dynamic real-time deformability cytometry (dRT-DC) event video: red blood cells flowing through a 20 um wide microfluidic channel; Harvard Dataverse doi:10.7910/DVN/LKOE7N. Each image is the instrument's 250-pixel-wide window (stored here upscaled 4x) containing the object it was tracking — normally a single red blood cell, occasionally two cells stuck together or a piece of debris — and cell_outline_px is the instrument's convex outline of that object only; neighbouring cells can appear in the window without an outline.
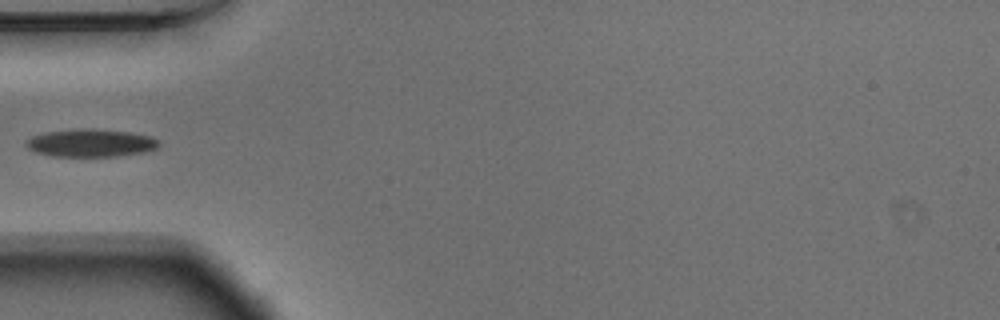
{"species": "Egyptian fruit bat (a non-hibernating species)", "species_latin": "Rousettus aegyptiacus", "temperature_condition": "warm", "stored_images_in_passage": 37, "camera_frame_rate_fps": 3000, "um_per_image_px": 0.085, "animal": {"sex": "male"}, "frame": {"image": 1, "passage_image": 1, "time_ms": 0.0, "image_size_px": [1000, 320], "cell_outline_px": [[160, 144], [156, 148], [144, 152], [120, 156], [52, 156], [36, 152], [28, 148], [24, 144], [32, 136], [44, 132], [80, 128], [92, 128], [128, 132], [152, 136], [160, 140]], "centroid_in_image_um": [7.73, 12.14], "position_along_channel_um": 77.3, "area_um2": 21.62}}
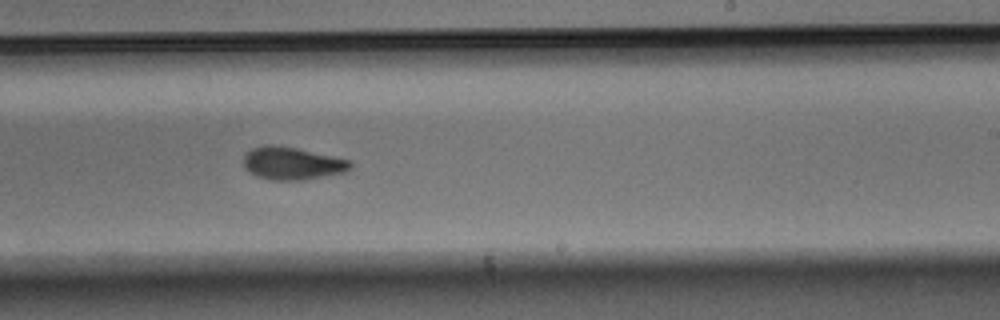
{"frame": {"image": 2, "passage_image": 16, "time_ms": 5.0, "image_size_px": [1000, 320], "cell_outline_px": [[352, 168], [344, 172], [304, 180], [268, 180], [256, 176], [248, 172], [244, 168], [244, 156], [252, 148], [264, 144], [272, 144], [296, 148], [352, 160]], "centroid_in_image_um": [24.82, 13.89], "position_along_channel_um": 264.2, "area_um2": 20.52}}
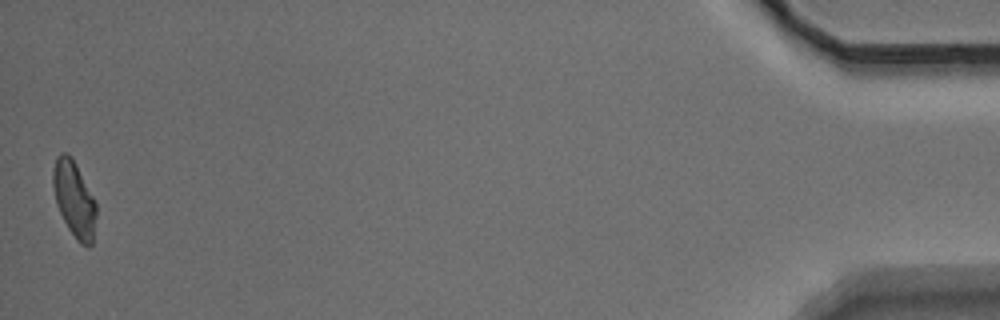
{"frame": {"image": 3, "passage_image": 37, "time_ms": 12.0, "image_size_px": [1000, 320], "cell_outline_px": [[96, 216], [92, 244], [88, 248], [80, 244], [68, 228], [56, 204], [52, 184], [52, 168], [56, 156], [60, 152], [68, 152], [72, 156], [96, 200]], "centroid_in_image_um": [6.3, 16.88], "position_along_channel_um": 428.9, "area_um2": 19.54}}